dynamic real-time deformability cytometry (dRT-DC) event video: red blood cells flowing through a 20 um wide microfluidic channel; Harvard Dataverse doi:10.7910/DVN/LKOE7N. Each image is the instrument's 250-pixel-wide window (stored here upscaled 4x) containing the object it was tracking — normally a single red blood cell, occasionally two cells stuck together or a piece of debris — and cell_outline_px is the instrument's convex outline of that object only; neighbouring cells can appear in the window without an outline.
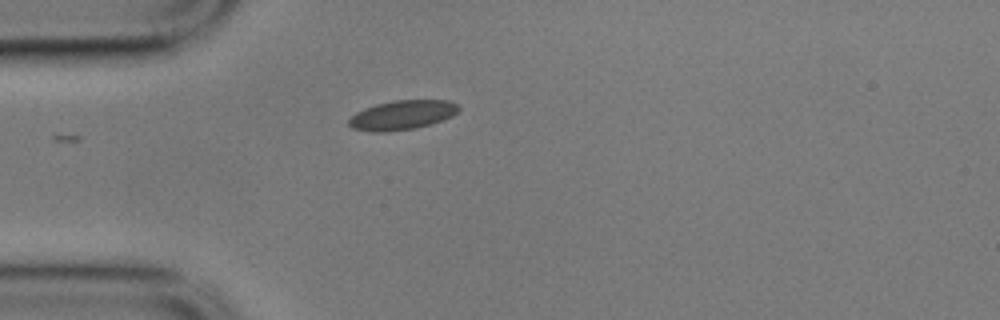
{"species": "common noctule bat (a hibernating species)", "species_latin": "Nyctalus noctula", "temperature_condition": "cold", "stored_images_in_passage": 17, "camera_frame_rate_fps": 3000, "um_per_image_px": 0.085, "animal": {"sex": "male", "body_mass_g": 17.9}, "frame": {"image": 1, "passage_image": 1, "time_ms": 0.0, "image_size_px": [1000, 320], "cell_outline_px": [[460, 108], [452, 116], [416, 128], [388, 132], [372, 132], [352, 128], [348, 124], [348, 120], [356, 112], [364, 108], [376, 104], [396, 100], [448, 100], [460, 104]], "centroid_in_image_um": [34.17, 9.77], "position_along_channel_um": 50.8, "area_um2": 18.79}}
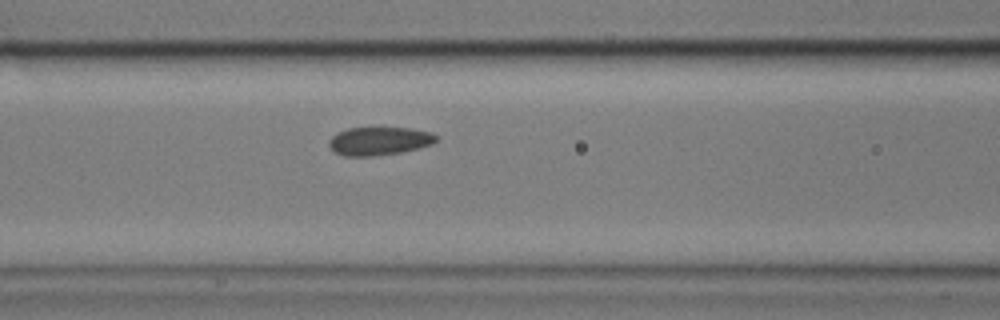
{"frame": {"image": 2, "passage_image": 9, "time_ms": 2.667, "image_size_px": [1000, 320], "cell_outline_px": [[436, 140], [432, 144], [420, 148], [400, 152], [376, 156], [344, 156], [336, 152], [328, 144], [328, 140], [336, 132], [348, 128], [412, 128], [432, 132], [436, 136]], "centroid_in_image_um": [32.23, 11.98], "position_along_channel_um": 134.4, "area_um2": 17.69}}